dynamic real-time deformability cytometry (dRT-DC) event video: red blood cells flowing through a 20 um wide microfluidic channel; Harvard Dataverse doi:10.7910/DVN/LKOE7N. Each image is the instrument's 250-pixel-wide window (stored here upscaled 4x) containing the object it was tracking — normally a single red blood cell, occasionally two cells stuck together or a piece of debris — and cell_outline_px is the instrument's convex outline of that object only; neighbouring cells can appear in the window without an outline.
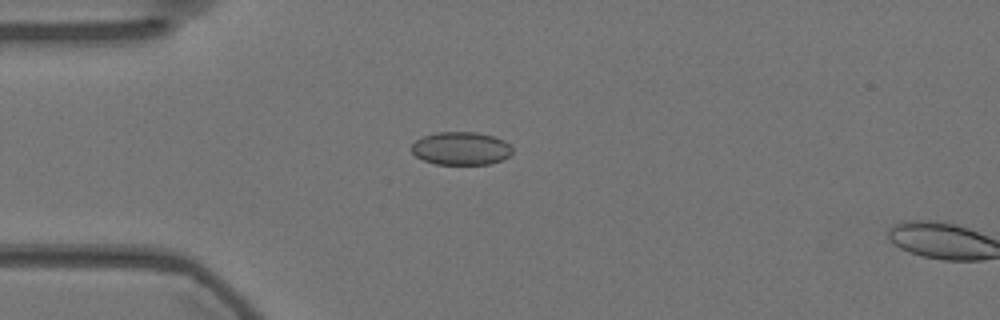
{"species": "Egyptian fruit bat (a non-hibernating species)", "species_latin": "Rousettus aegyptiacus", "temperature_condition": "warm", "stored_images_in_passage": 17, "camera_frame_rate_fps": 3000, "um_per_image_px": 0.085, "animal": {"sex": "female"}, "frame": {"image": 1, "passage_image": 15, "time_ms": 4.667, "image_size_px": [1000, 320], "cell_outline_px": [[512, 152], [508, 156], [492, 164], [436, 164], [424, 160], [416, 156], [412, 152], [412, 144], [416, 140], [424, 136], [436, 132], [476, 132], [492, 136], [504, 140], [512, 148]], "centroid_in_image_um": [39.18, 12.61], "position_along_channel_um": 45.8, "area_um2": 19.31}}